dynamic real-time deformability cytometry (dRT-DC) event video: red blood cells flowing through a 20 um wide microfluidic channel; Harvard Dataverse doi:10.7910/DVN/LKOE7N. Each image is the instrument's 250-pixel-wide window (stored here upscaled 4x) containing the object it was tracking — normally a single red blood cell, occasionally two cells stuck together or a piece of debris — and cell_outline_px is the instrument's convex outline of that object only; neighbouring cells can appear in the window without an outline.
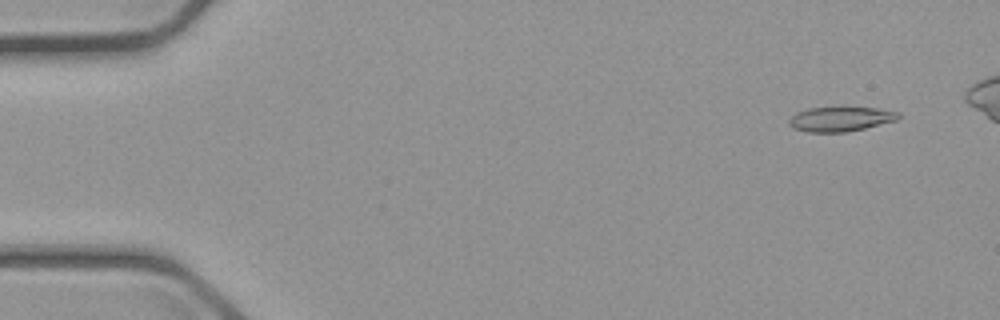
{"species": "common noctule bat (a hibernating species)", "species_latin": "Nyctalus noctula", "temperature_condition": "cold", "stored_images_in_passage": 51, "camera_frame_rate_fps": 3000, "um_per_image_px": 0.085, "animal": {"sex": "male", "body_mass_g": 23.1, "forearm_length_mm": 52.7}, "frame": {"image": 1, "passage_image": 4, "time_ms": 1.0, "image_size_px": [1000, 320], "cell_outline_px": [[900, 116], [896, 120], [864, 128], [844, 132], [808, 132], [796, 128], [788, 124], [788, 120], [796, 112], [808, 108], [840, 104], [876, 108], [900, 112]], "centroid_in_image_um": [71.43, 10.05], "position_along_channel_um": 13.6, "area_um2": 16.36}}
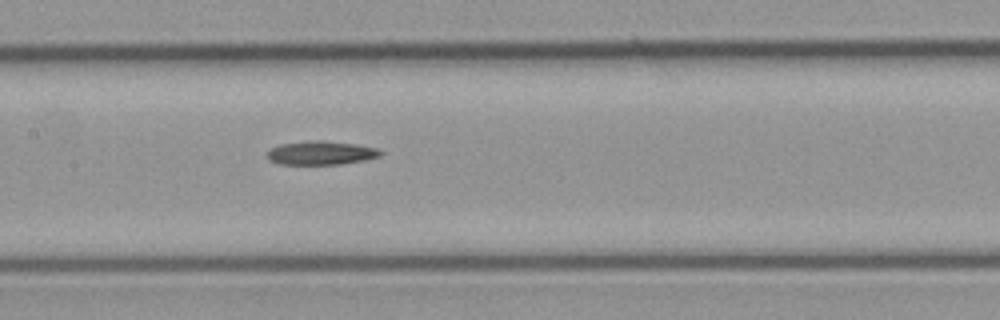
{"frame": {"image": 2, "passage_image": 27, "time_ms": 8.667, "image_size_px": [1000, 320], "cell_outline_px": [[384, 152], [380, 156], [364, 160], [340, 164], [280, 164], [268, 160], [264, 156], [272, 148], [280, 144], [316, 140], [324, 140], [356, 144], [380, 148]], "centroid_in_image_um": [27.3, 12.99], "position_along_channel_um": 180.1, "area_um2": 15.78}}
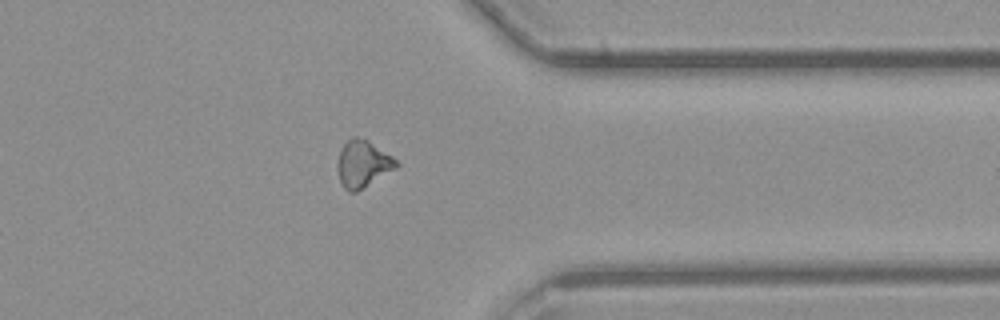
{"frame": {"image": 3, "passage_image": 44, "time_ms": 14.333, "image_size_px": [1000, 320], "cell_outline_px": [[400, 164], [396, 168], [356, 192], [348, 192], [344, 188], [340, 180], [336, 168], [336, 164], [340, 148], [352, 136], [356, 136], [368, 140], [392, 156]], "centroid_in_image_um": [30.81, 13.92], "position_along_channel_um": 380.6, "area_um2": 16.13}}